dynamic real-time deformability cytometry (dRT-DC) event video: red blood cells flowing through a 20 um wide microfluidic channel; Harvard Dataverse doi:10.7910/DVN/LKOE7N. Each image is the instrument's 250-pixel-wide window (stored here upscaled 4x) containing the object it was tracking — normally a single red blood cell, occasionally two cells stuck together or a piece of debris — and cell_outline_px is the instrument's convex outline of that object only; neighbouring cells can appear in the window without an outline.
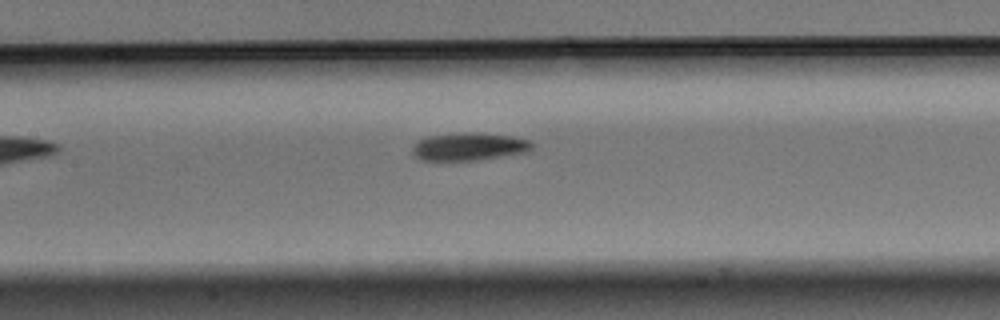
{"species": "Egyptian fruit bat (a non-hibernating species)", "species_latin": "Rousettus aegyptiacus", "temperature_condition": "warm", "stored_images_in_passage": 5, "camera_frame_rate_fps": 3000, "um_per_image_px": 0.085, "animal": {"sex": "male"}, "frame": {"image": 1, "passage_image": 5, "time_ms": 1.333, "image_size_px": [1000, 320], "cell_outline_px": [[532, 148], [528, 152], [476, 160], [420, 160], [412, 152], [412, 144], [416, 140], [428, 136], [460, 132], [464, 132], [512, 136], [528, 140], [532, 144]], "centroid_in_image_um": [39.81, 12.46], "position_along_channel_um": 167.6, "area_um2": 19.31}}